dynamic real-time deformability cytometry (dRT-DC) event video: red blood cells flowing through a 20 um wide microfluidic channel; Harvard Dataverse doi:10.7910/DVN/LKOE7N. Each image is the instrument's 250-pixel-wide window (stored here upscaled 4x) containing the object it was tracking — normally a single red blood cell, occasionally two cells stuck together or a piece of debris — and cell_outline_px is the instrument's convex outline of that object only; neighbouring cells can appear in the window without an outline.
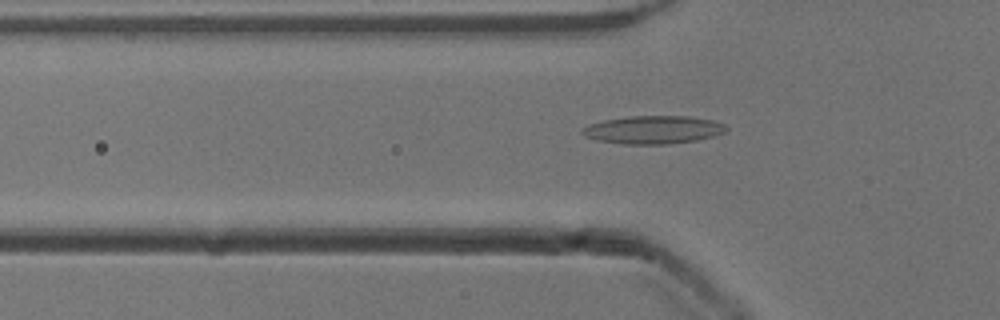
{"species": "common noctule bat (a hibernating species)", "species_latin": "Nyctalus noctula", "temperature_condition": "cold", "stored_images_in_passage": 37, "camera_frame_rate_fps": 3000, "um_per_image_px": 0.085, "animal": {"sex": "male", "body_mass_g": 13.3}, "frame": {"image": 1, "passage_image": 2, "time_ms": 0.333, "image_size_px": [1000, 320], "cell_outline_px": [[728, 128], [724, 132], [712, 136], [696, 140], [668, 144], [624, 144], [596, 140], [584, 136], [580, 132], [580, 128], [588, 124], [604, 120], [628, 116], [688, 116], [712, 120], [724, 124]], "centroid_in_image_um": [55.46, 11.03], "position_along_channel_um": 70.3, "area_um2": 23.58}}
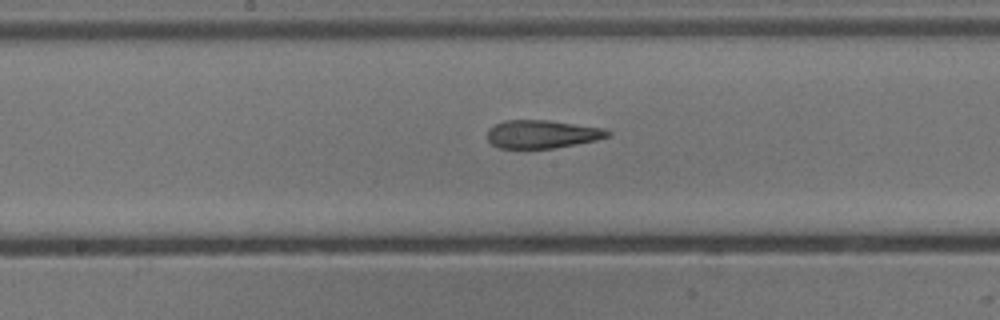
{"frame": {"image": 2, "passage_image": 12, "time_ms": 3.667, "image_size_px": [1000, 320], "cell_outline_px": [[612, 132], [608, 136], [596, 140], [576, 144], [552, 148], [500, 148], [492, 144], [488, 140], [488, 128], [504, 120], [548, 120], [604, 128]], "centroid_in_image_um": [46.08, 11.39], "position_along_channel_um": 202.1, "area_um2": 19.65}}
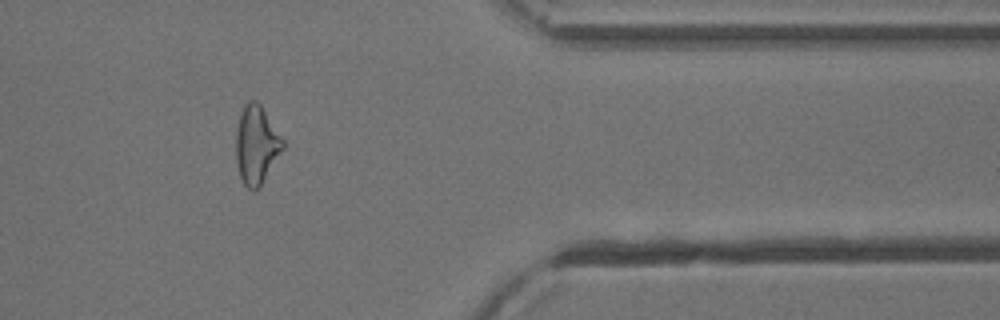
{"frame": {"image": 3, "passage_image": 28, "time_ms": 9.0, "image_size_px": [1000, 320], "cell_outline_px": [[284, 148], [260, 188], [248, 188], [244, 184], [240, 176], [236, 160], [236, 132], [240, 112], [244, 104], [248, 100], [256, 100], [260, 104], [284, 140]], "centroid_in_image_um": [21.8, 12.29], "position_along_channel_um": 389.6, "area_um2": 21.39}, "authors_computed_cell_mechanics": {"area_um2": 20.6924, "velocity_mm_per_s": 3.9104, "shape_relaxation_time_tau1_ms": 4.6534, "shape_relaxation_time_tau2_ms": 2.0194, "deformation_change_tau1": 0.1714, "deformation_change_tau2": 0.1181}}